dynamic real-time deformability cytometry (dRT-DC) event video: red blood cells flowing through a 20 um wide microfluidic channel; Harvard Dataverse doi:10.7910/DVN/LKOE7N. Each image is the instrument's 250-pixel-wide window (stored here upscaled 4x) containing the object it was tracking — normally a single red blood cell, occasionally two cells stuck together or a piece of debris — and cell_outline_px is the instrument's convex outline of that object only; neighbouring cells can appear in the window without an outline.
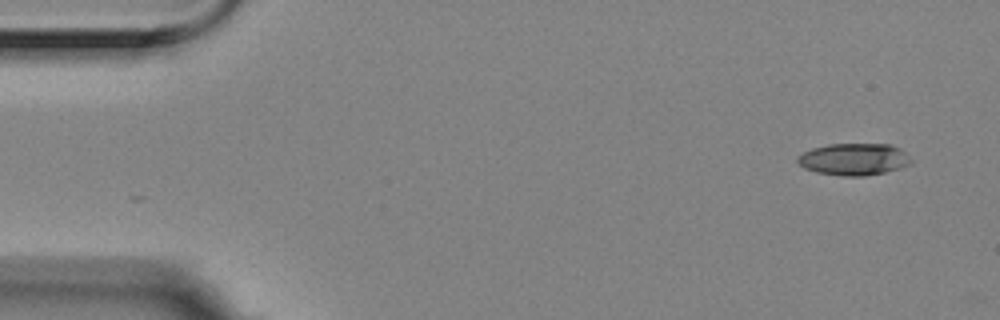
{"species": "Egyptian fruit bat (a non-hibernating species)", "species_latin": "Rousettus aegyptiacus", "temperature_condition": "room temperature", "stored_images_in_passage": 4, "camera_frame_rate_fps": 3000, "um_per_image_px": 0.085, "animal": {"sex": "female"}, "frame": {"image": 1, "passage_image": 1, "time_ms": 0.0, "image_size_px": [1000, 320], "cell_outline_px": [[912, 164], [900, 168], [884, 172], [864, 176], [844, 176], [816, 172], [804, 168], [796, 160], [796, 156], [812, 148], [828, 144], [892, 144], [900, 148], [912, 160]], "centroid_in_image_um": [72.58, 13.53], "position_along_channel_um": 12.4, "area_um2": 21.21}}